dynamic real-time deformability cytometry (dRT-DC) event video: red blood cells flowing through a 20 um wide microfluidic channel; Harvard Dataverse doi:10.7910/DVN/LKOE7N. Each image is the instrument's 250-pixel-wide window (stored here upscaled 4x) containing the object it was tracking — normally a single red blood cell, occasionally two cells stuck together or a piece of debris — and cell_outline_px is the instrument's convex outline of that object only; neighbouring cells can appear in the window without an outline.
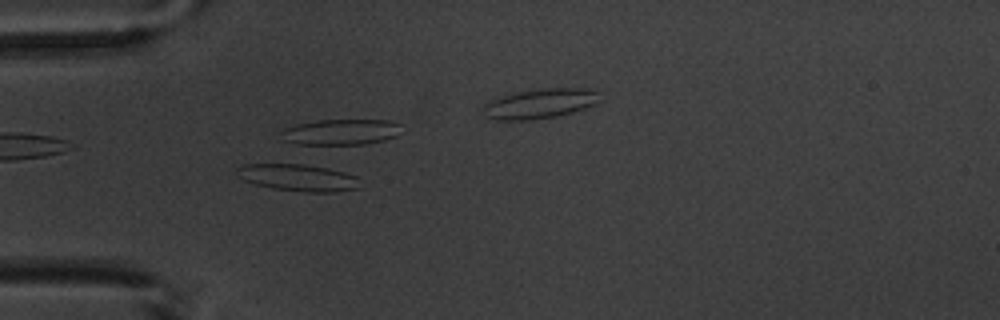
{"species": "common noctule bat (a hibernating species)", "species_latin": "Nyctalus noctula", "temperature_condition": "warm", "stored_images_in_passage": 4, "camera_frame_rate_fps": 3000, "um_per_image_px": 0.085, "animal": {"sex": "male", "body_mass_g": 20.1, "forearm_length_mm": 53.5}, "frame": {"image": 1, "passage_image": 2, "time_ms": 1.333, "image_size_px": [1000, 320], "cell_outline_px": [[360, 188], [332, 192], [304, 192], [272, 188], [256, 184], [244, 180], [236, 176], [236, 168], [240, 164], [296, 160], [344, 172], [356, 176]], "centroid_in_image_um": [25.24, 15.02], "position_along_channel_um": 59.8, "area_um2": 20.52}}
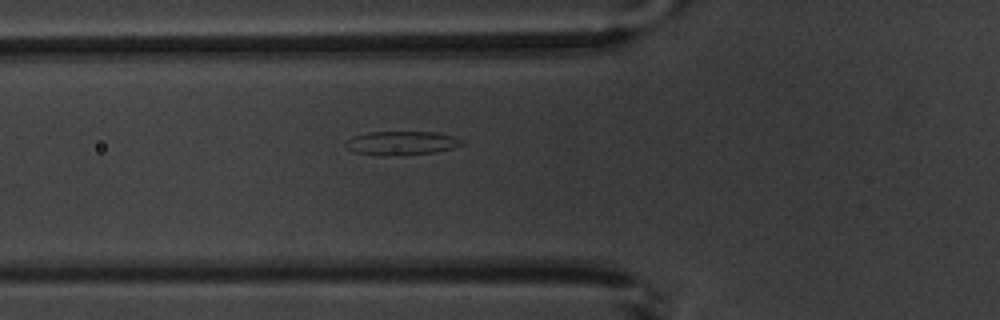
{"frame": {"image": 2, "passage_image": 4, "time_ms": 3.667, "image_size_px": [1000, 320], "cell_outline_px": [[464, 144], [452, 148], [436, 152], [400, 156], [388, 156], [356, 152], [348, 148], [344, 144], [344, 140], [352, 136], [368, 132], [436, 132], [452, 136], [464, 140]], "centroid_in_image_um": [34.12, 12.16], "position_along_channel_um": 91.7, "area_um2": 16.3}}